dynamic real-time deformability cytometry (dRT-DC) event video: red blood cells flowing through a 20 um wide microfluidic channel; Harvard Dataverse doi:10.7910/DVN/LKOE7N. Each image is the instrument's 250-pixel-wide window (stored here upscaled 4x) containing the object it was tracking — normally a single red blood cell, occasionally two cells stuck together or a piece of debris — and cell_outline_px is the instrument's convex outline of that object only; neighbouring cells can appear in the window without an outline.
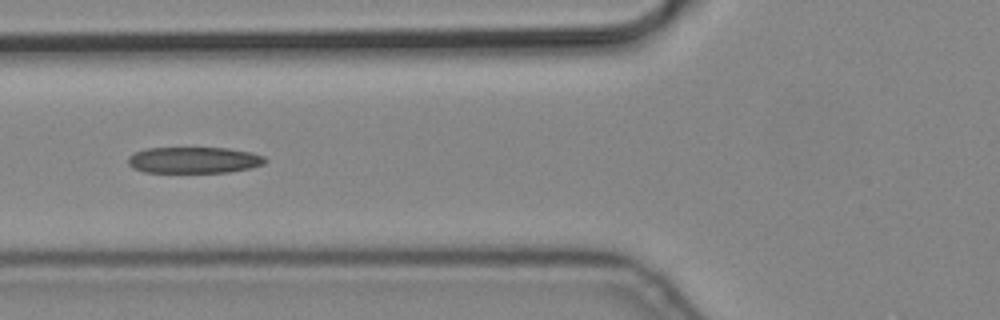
{"species": "common noctule bat (a hibernating species)", "species_latin": "Nyctalus noctula", "temperature_condition": "cold", "stored_images_in_passage": 8, "camera_frame_rate_fps": 3000, "um_per_image_px": 0.085, "animal": {"sex": "male", "body_mass_g": 19.2, "forearm_length_mm": 51.8}, "frame": {"image": 1, "passage_image": 6, "time_ms": 1.667, "image_size_px": [1000, 320], "cell_outline_px": [[268, 160], [264, 164], [252, 168], [228, 172], [144, 172], [132, 168], [128, 164], [128, 156], [136, 152], [148, 148], [228, 148], [252, 152], [264, 156]], "centroid_in_image_um": [16.51, 13.61], "position_along_channel_um": 109.3, "area_um2": 21.1}}
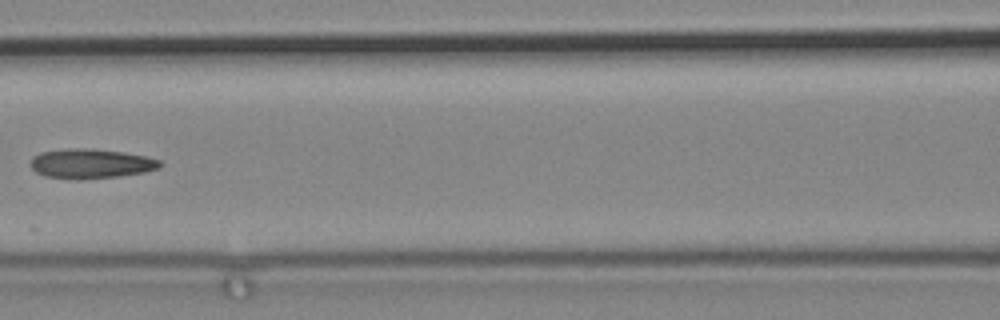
{"frame": {"image": 2, "passage_image": 7, "time_ms": 2.0, "image_size_px": [1000, 320], "cell_outline_px": [[164, 164], [160, 168], [144, 172], [116, 176], [44, 176], [36, 172], [32, 168], [32, 160], [40, 152], [68, 148], [92, 148], [124, 152], [144, 156], [160, 160]], "centroid_in_image_um": [7.8, 13.85], "position_along_channel_um": 158.8, "area_um2": 21.27}}
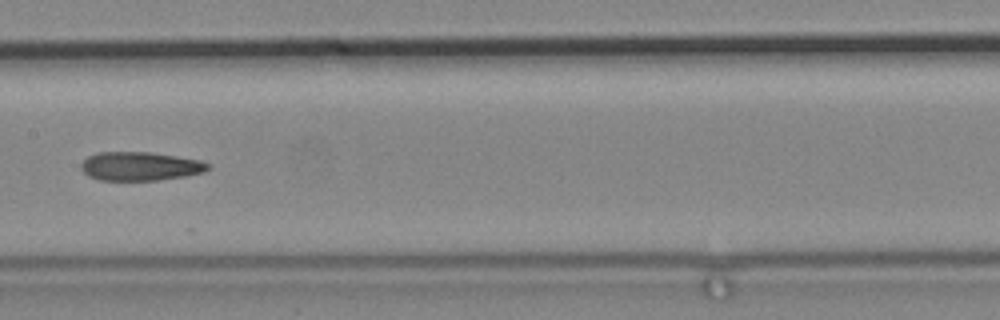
{"frame": {"image": 3, "passage_image": 8, "time_ms": 2.333, "image_size_px": [1000, 320], "cell_outline_px": [[208, 168], [204, 172], [184, 176], [156, 180], [100, 180], [88, 176], [80, 168], [80, 164], [88, 156], [96, 152], [148, 152], [176, 156], [200, 160], [208, 164]], "centroid_in_image_um": [11.86, 14.13], "position_along_channel_um": 195.5, "area_um2": 21.1}}